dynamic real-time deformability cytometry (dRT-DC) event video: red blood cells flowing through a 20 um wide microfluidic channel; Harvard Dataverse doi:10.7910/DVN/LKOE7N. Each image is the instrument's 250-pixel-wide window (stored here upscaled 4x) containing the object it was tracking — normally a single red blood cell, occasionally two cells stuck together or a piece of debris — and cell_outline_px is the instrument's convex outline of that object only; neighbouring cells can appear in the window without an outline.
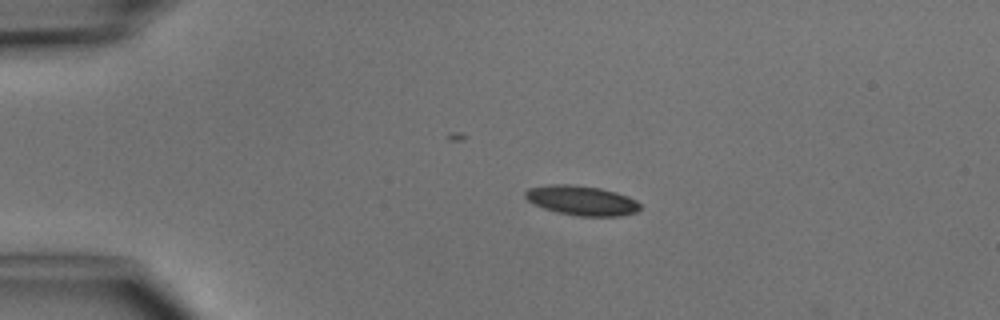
{"species": "common noctule bat (a hibernating species)", "species_latin": "Nyctalus noctula", "temperature_condition": "cold", "stored_images_in_passage": 4, "camera_frame_rate_fps": 3000, "um_per_image_px": 0.085, "animal": {"sex": "male", "body_mass_g": 15.6}, "frame": {"image": 1, "passage_image": 3, "time_ms": 2.333, "image_size_px": [1000, 320], "cell_outline_px": [[640, 208], [636, 212], [620, 216], [580, 216], [556, 212], [544, 208], [528, 200], [524, 196], [524, 192], [528, 188], [552, 184], [568, 184], [600, 188], [616, 192], [628, 196], [636, 200], [640, 204]], "centroid_in_image_um": [49.45, 17.04], "position_along_channel_um": 35.6, "area_um2": 19.77}}